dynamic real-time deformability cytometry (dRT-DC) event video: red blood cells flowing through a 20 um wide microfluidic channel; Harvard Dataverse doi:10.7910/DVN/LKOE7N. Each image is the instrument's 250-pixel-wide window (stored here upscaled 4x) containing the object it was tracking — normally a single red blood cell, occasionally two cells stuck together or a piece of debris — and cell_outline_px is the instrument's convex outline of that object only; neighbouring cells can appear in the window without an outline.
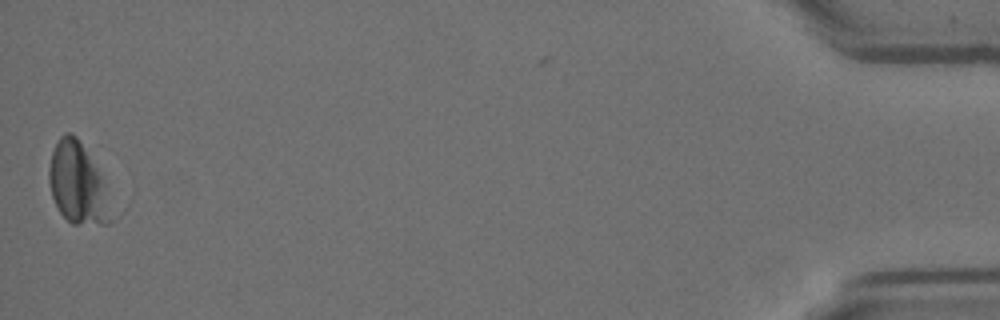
{"species": "Egyptian fruit bat (a non-hibernating species)", "species_latin": "Rousettus aegyptiacus", "temperature_condition": "room temperature", "stored_images_in_passage": 15, "camera_frame_rate_fps": 3000, "um_per_image_px": 0.085, "animal": {"sex": "female"}, "frame": {"image": 1, "passage_image": 15, "time_ms": 4.667, "image_size_px": [1000, 320], "cell_outline_px": [[124, 212], [120, 216], [108, 224], [72, 224], [60, 212], [52, 196], [48, 180], [48, 168], [52, 152], [60, 136], [64, 132], [72, 132], [76, 136]], "centroid_in_image_um": [6.78, 15.73], "position_along_channel_um": 428.4, "area_um2": 30.98}}